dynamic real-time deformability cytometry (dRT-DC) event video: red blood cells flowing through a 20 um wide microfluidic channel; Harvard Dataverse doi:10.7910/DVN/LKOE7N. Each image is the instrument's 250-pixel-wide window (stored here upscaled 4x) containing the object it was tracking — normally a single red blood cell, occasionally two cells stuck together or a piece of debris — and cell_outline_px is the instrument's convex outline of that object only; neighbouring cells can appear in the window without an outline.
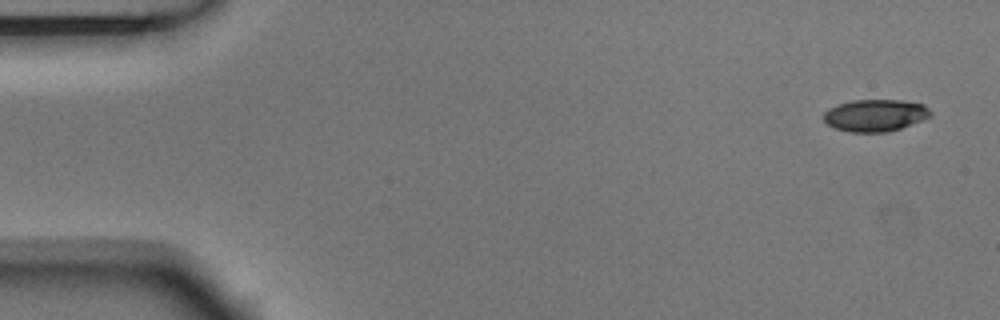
{"species": "Egyptian fruit bat (a non-hibernating species)", "species_latin": "Rousettus aegyptiacus", "temperature_condition": "room temperature", "stored_images_in_passage": 6, "camera_frame_rate_fps": 3000, "um_per_image_px": 0.085, "animal": {"sex": "male"}, "frame": {"image": 1, "passage_image": 1, "time_ms": 0.0, "image_size_px": [1000, 320], "cell_outline_px": [[932, 116], [900, 128], [888, 132], [848, 132], [832, 128], [824, 120], [824, 112], [828, 108], [836, 104], [852, 100], [904, 100], [924, 104], [932, 112]], "centroid_in_image_um": [74.37, 9.8], "position_along_channel_um": 10.6, "area_um2": 20.17}}
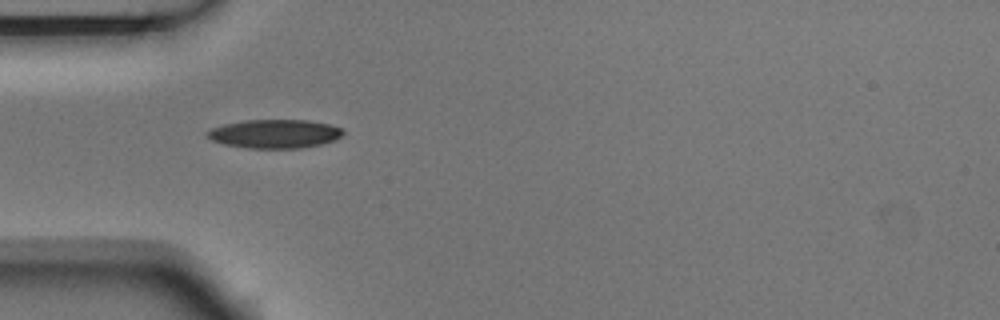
{"frame": {"image": 2, "passage_image": 5, "time_ms": 1.333, "image_size_px": [1000, 320], "cell_outline_px": [[344, 132], [340, 136], [332, 140], [320, 144], [300, 148], [248, 148], [224, 144], [212, 140], [204, 136], [204, 132], [212, 128], [224, 124], [244, 120], [308, 120], [328, 124], [340, 128]], "centroid_in_image_um": [23.27, 11.37], "position_along_channel_um": 61.7, "area_um2": 22.6}}
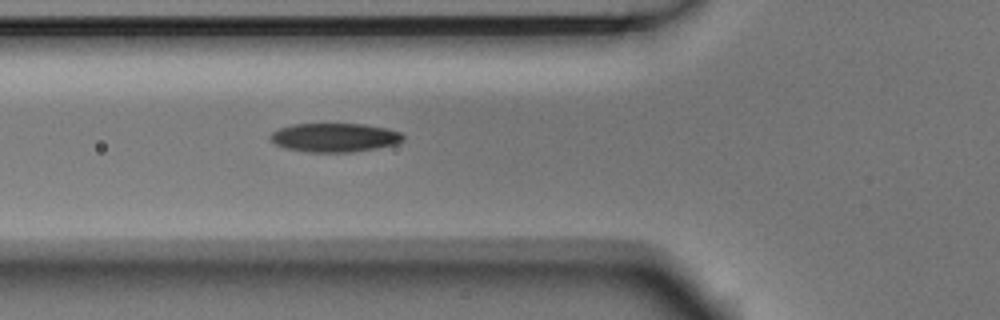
{"frame": {"image": 3, "passage_image": 6, "time_ms": 1.667, "image_size_px": [1000, 320], "cell_outline_px": [[404, 140], [396, 144], [376, 148], [352, 152], [308, 152], [284, 148], [276, 144], [268, 136], [272, 132], [280, 128], [292, 124], [364, 124], [384, 128], [400, 132], [404, 136]], "centroid_in_image_um": [28.43, 11.69], "position_along_channel_um": 97.4, "area_um2": 22.25}}